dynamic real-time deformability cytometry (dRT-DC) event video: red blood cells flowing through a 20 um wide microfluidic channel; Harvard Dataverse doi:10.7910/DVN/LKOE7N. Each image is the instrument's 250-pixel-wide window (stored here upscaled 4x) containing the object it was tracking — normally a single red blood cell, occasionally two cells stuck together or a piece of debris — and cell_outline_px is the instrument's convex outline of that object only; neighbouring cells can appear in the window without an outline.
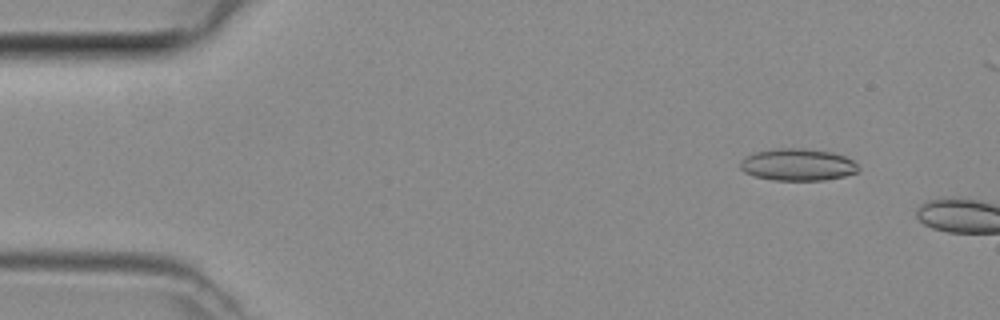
{"species": "common noctule bat (a hibernating species)", "species_latin": "Nyctalus noctula", "temperature_condition": "room temperature", "stored_images_in_passage": 7, "camera_frame_rate_fps": 3000, "um_per_image_px": 0.085, "animal": {"sex": "female", "body_mass_g": 29.2, "forearm_length_mm": 56.3}, "frame": {"image": 1, "passage_image": 5, "time_ms": 1.333, "image_size_px": [1000, 320], "cell_outline_px": [[860, 168], [856, 172], [844, 176], [824, 180], [772, 180], [756, 176], [744, 172], [740, 168], [740, 160], [756, 152], [772, 148], [804, 148], [832, 152], [844, 156], [852, 160]], "centroid_in_image_um": [67.8, 13.99], "position_along_channel_um": 17.2, "area_um2": 22.02}}